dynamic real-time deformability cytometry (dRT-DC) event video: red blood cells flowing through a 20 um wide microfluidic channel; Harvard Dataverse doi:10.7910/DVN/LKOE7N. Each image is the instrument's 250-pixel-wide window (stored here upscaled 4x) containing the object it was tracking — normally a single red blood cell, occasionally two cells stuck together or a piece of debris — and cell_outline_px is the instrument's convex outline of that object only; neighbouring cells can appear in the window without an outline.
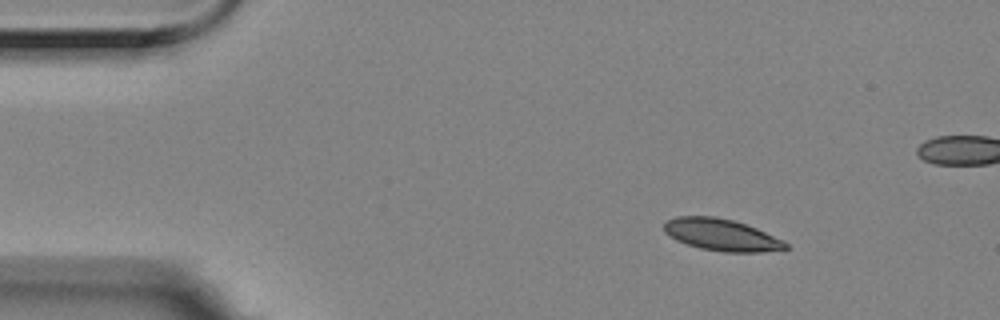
{"species": "Egyptian fruit bat (a non-hibernating species)", "species_latin": "Rousettus aegyptiacus", "temperature_condition": "room temperature", "stored_images_in_passage": 5, "camera_frame_rate_fps": 3000, "um_per_image_px": 0.085, "animal": {"sex": "female"}, "frame": {"image": 1, "passage_image": 2, "time_ms": 0.333, "image_size_px": [1000, 320], "cell_outline_px": [[788, 248], [760, 252], [724, 252], [700, 248], [676, 240], [668, 236], [664, 232], [664, 224], [668, 220], [676, 216], [716, 216], [732, 220], [756, 228], [784, 240], [788, 244]], "centroid_in_image_um": [61.31, 19.96], "position_along_channel_um": 23.7, "area_um2": 22.48}}